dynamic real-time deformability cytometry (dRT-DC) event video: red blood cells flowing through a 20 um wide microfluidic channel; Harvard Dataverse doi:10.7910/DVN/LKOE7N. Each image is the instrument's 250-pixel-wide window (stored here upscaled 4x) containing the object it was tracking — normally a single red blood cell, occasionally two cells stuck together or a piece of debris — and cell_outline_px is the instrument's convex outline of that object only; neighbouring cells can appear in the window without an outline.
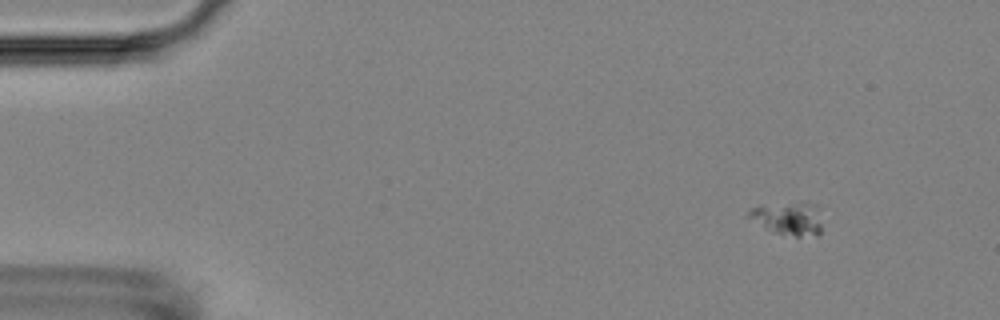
{"species": "Egyptian fruit bat (a non-hibernating species)", "species_latin": "Rousettus aegyptiacus", "temperature_condition": "room temperature", "stored_images_in_passage": 4, "camera_frame_rate_fps": 3000, "um_per_image_px": 0.085, "animal": {"sex": "female"}, "frame": {"image": 1, "passage_image": 1, "time_ms": 0.0, "image_size_px": [1000, 320], "cell_outline_px": [[820, 236], [796, 236], [772, 232], [764, 228], [744, 216], [752, 208], [760, 204], [800, 200], [816, 204], [820, 224]], "centroid_in_image_um": [66.94, 18.52], "position_along_channel_um": 18.1, "area_um2": 14.8}}
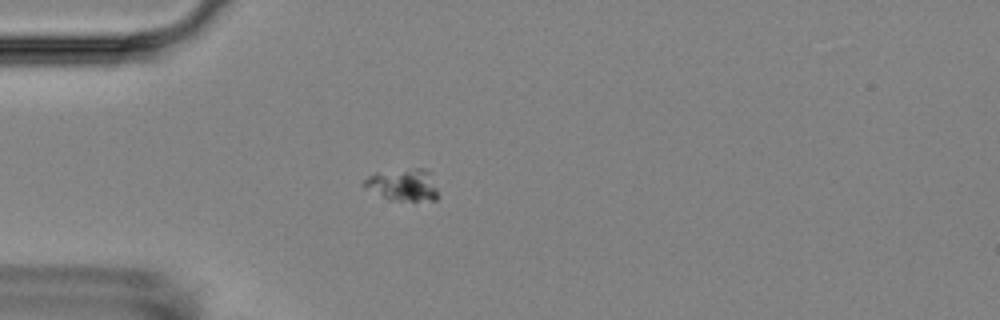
{"frame": {"image": 2, "passage_image": 4, "time_ms": 3.333, "image_size_px": [1000, 320], "cell_outline_px": [[440, 196], [436, 200], [388, 200], [360, 184], [368, 176], [376, 172], [416, 168], [424, 168], [428, 172]], "centroid_in_image_um": [34.23, 15.71], "position_along_channel_um": 50.8, "area_um2": 13.76}}